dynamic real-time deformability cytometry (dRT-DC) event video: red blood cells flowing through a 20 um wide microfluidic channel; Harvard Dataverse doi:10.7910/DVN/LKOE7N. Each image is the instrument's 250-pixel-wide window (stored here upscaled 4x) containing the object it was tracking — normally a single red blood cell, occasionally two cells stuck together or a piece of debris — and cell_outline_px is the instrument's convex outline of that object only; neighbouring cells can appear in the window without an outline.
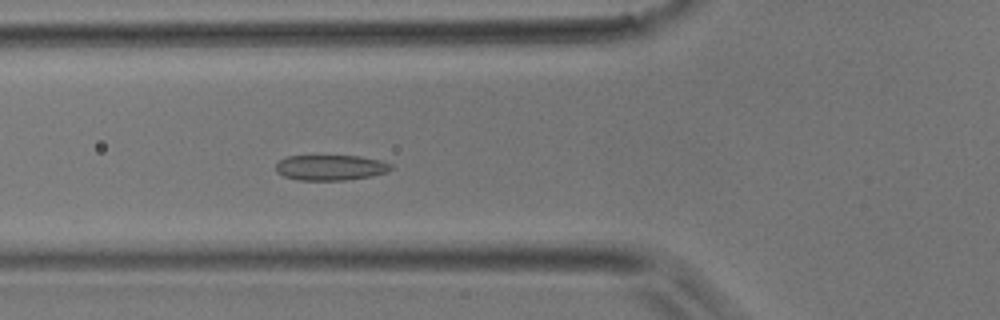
{"species": "common noctule bat (a hibernating species)", "species_latin": "Nyctalus noctula", "temperature_condition": "room temperature", "stored_images_in_passage": 32, "camera_frame_rate_fps": 3000, "um_per_image_px": 0.085, "animal": {"sex": "male", "body_mass_g": 17.9}, "frame": {"image": 1, "passage_image": 3, "time_ms": 0.667, "image_size_px": [1000, 320], "cell_outline_px": [[392, 168], [388, 172], [372, 176], [344, 180], [296, 180], [284, 176], [276, 172], [276, 164], [280, 160], [288, 156], [360, 156], [380, 160], [392, 164]], "centroid_in_image_um": [28.11, 14.25], "position_along_channel_um": 97.7, "area_um2": 17.11}}
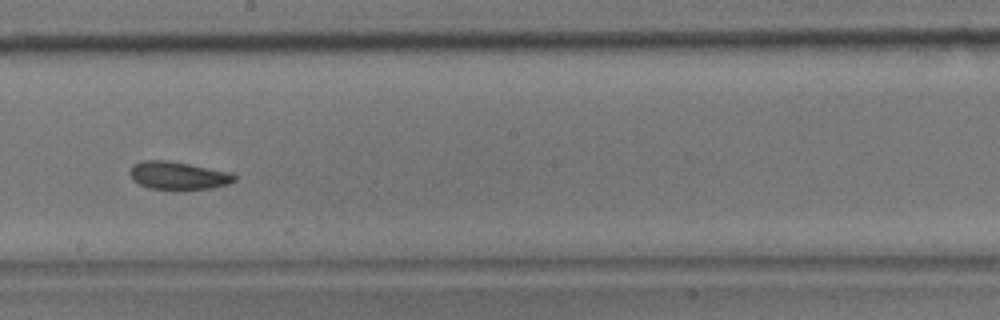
{"frame": {"image": 2, "passage_image": 12, "time_ms": 3.667, "image_size_px": [1000, 320], "cell_outline_px": [[236, 180], [228, 184], [212, 188], [184, 192], [176, 192], [148, 188], [132, 180], [128, 172], [132, 164], [144, 160], [168, 160], [232, 172], [236, 176]], "centroid_in_image_um": [15.13, 14.96], "position_along_channel_um": 233.1, "area_um2": 17.92}}
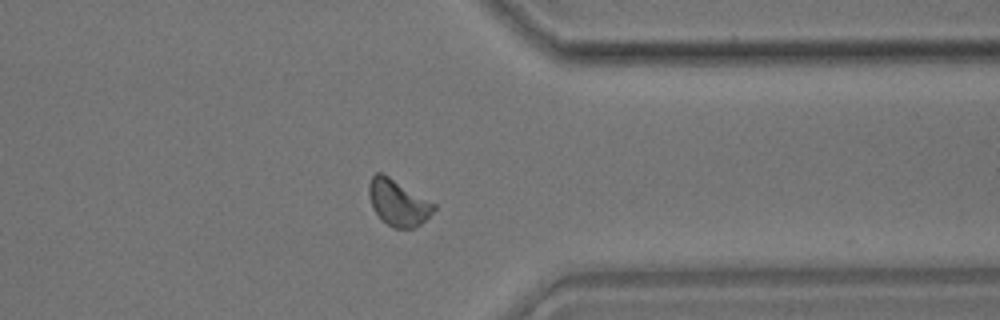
{"frame": {"image": 3, "passage_image": 22, "time_ms": 7.0, "image_size_px": [1000, 320], "cell_outline_px": [[436, 208], [416, 228], [392, 228], [380, 220], [372, 208], [368, 196], [368, 184], [372, 176], [376, 172], [380, 172], [388, 176], [436, 204]], "centroid_in_image_um": [33.79, 17.24], "position_along_channel_um": 377.6, "area_um2": 17.51}}